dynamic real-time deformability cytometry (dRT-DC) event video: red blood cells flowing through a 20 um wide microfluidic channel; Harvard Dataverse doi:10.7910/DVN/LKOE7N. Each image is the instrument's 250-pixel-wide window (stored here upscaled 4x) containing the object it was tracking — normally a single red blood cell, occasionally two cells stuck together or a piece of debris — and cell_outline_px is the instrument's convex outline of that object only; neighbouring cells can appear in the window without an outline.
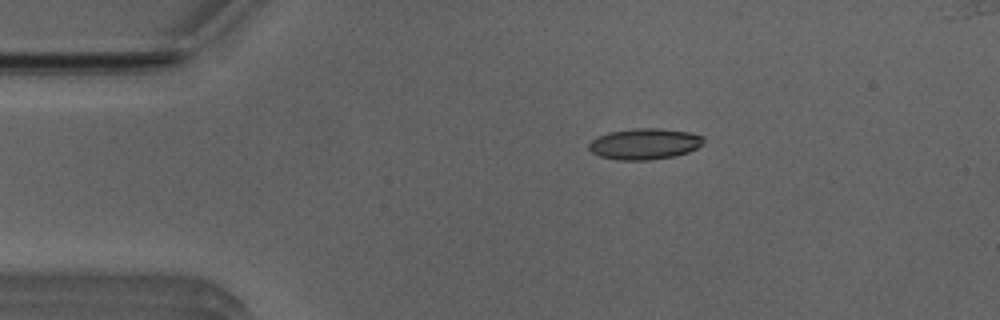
{"species": "Egyptian fruit bat (a non-hibernating species)", "species_latin": "Rousettus aegyptiacus", "temperature_condition": "room temperature", "stored_images_in_passage": 41, "camera_frame_rate_fps": 3000, "um_per_image_px": 0.085, "animal": {"sex": "male"}, "frame": {"image": 1, "passage_image": 1, "time_ms": 0.0, "image_size_px": [1000, 320], "cell_outline_px": [[704, 144], [688, 152], [676, 156], [648, 160], [620, 160], [600, 156], [592, 152], [588, 148], [588, 144], [596, 136], [608, 132], [632, 128], [660, 128], [688, 132], [704, 136]], "centroid_in_image_um": [54.79, 12.22], "position_along_channel_um": 30.2, "area_um2": 20.92}}
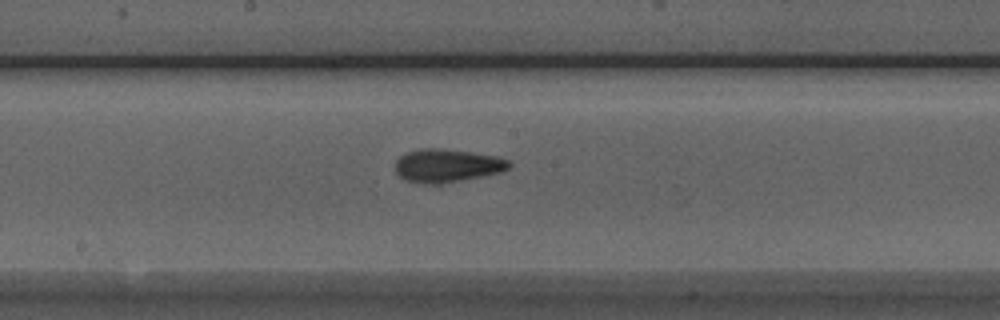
{"frame": {"image": 2, "passage_image": 18, "time_ms": 5.667, "image_size_px": [1000, 320], "cell_outline_px": [[512, 164], [508, 168], [500, 172], [440, 184], [432, 184], [408, 180], [400, 176], [396, 172], [396, 160], [404, 152], [420, 148], [444, 148], [472, 152], [496, 156], [508, 160]], "centroid_in_image_um": [37.98, 14.05], "position_along_channel_um": 210.2, "area_um2": 21.85}}
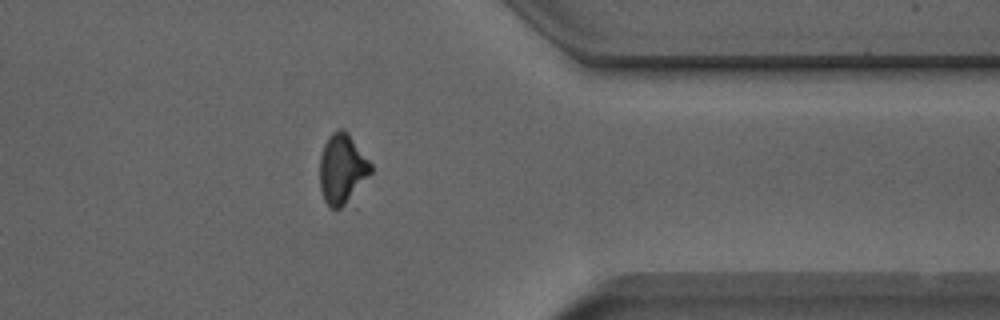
{"frame": {"image": 3, "passage_image": 32, "time_ms": 10.333, "image_size_px": [1000, 320], "cell_outline_px": [[372, 172], [344, 204], [340, 208], [332, 208], [324, 200], [320, 188], [320, 156], [324, 144], [328, 136], [332, 132], [340, 128], [344, 128], [348, 132], [372, 164]], "centroid_in_image_um": [29.07, 14.29], "position_along_channel_um": 382.3, "area_um2": 20.52}}